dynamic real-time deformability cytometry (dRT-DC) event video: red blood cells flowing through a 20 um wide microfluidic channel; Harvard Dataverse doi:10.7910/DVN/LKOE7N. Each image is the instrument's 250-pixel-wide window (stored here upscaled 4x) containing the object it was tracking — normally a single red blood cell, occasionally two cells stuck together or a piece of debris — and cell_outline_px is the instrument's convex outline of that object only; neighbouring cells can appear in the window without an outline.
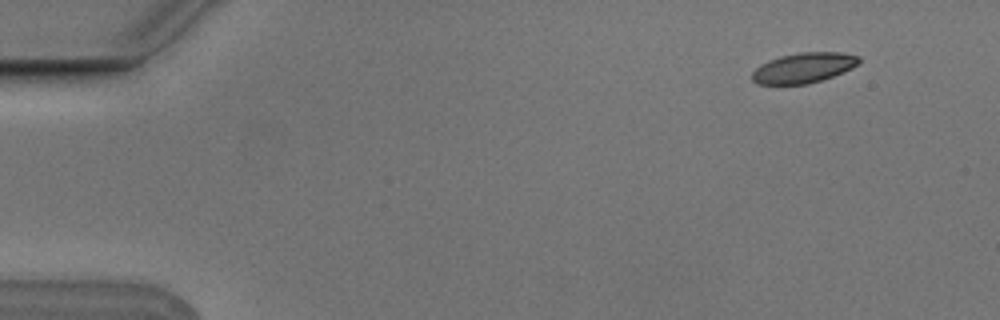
{"species": "Egyptian fruit bat (a non-hibernating species)", "species_latin": "Rousettus aegyptiacus", "temperature_condition": "cold", "stored_images_in_passage": 4, "camera_frame_rate_fps": 3000, "um_per_image_px": 0.085, "animal": {"sex": "male"}, "frame": {"image": 1, "passage_image": 1, "time_ms": 0.0, "image_size_px": [1000, 320], "cell_outline_px": [[860, 60], [852, 68], [832, 76], [808, 84], [756, 84], [752, 80], [752, 72], [760, 64], [768, 60], [780, 56], [800, 52], [840, 52], [860, 56]], "centroid_in_image_um": [68.27, 5.76], "position_along_channel_um": 16.7, "area_um2": 18.73}}